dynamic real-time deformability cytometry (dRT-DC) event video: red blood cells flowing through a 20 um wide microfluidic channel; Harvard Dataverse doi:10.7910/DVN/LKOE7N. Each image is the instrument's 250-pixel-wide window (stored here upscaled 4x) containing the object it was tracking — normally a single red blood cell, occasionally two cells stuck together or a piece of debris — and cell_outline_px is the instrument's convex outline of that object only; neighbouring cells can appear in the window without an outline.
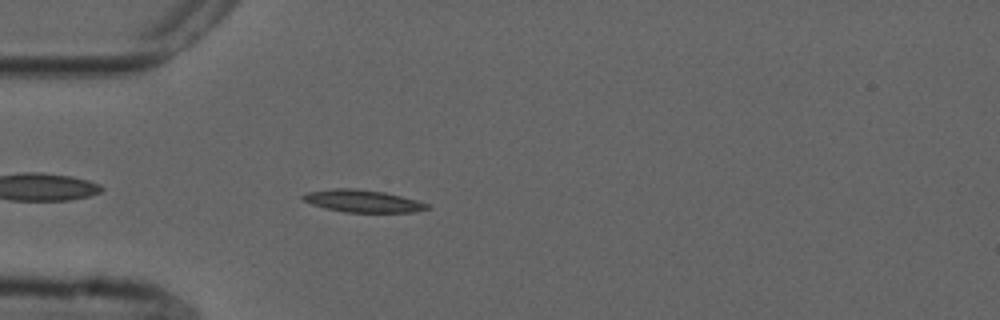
{"species": "common noctule bat (a hibernating species)", "species_latin": "Nyctalus noctula", "temperature_condition": "cold", "stored_images_in_passage": 15, "camera_frame_rate_fps": 3000, "um_per_image_px": 0.085, "animal": {"sex": "male", "forearm_length_mm": 52.5}, "frame": {"image": 1, "passage_image": 5, "time_ms": 1.333, "image_size_px": [1000, 320], "cell_outline_px": [[432, 208], [412, 212], [344, 212], [312, 204], [304, 200], [300, 196], [308, 192], [336, 188], [356, 188], [384, 192], [416, 200], [428, 204]], "centroid_in_image_um": [30.85, 17.08], "position_along_channel_um": 54.2, "area_um2": 15.95}}
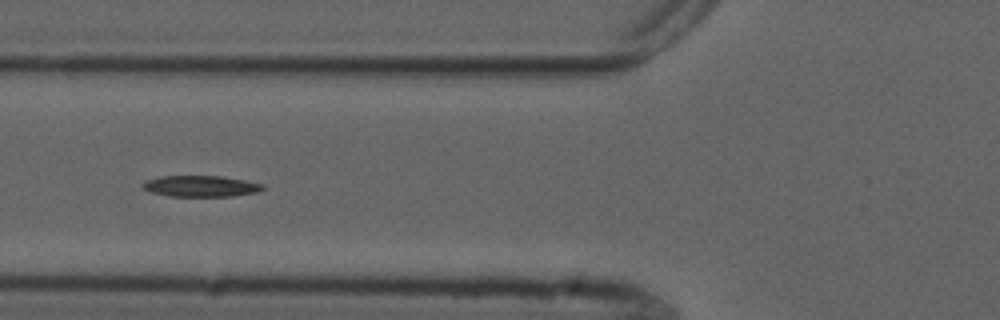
{"frame": {"image": 2, "passage_image": 10, "time_ms": 3.0, "image_size_px": [1000, 320], "cell_outline_px": [[264, 188], [260, 192], [232, 196], [168, 196], [152, 192], [144, 188], [140, 184], [148, 180], [160, 176], [220, 176], [244, 180], [264, 184]], "centroid_in_image_um": [17.1, 15.82], "position_along_channel_um": 108.7, "area_um2": 14.74}}